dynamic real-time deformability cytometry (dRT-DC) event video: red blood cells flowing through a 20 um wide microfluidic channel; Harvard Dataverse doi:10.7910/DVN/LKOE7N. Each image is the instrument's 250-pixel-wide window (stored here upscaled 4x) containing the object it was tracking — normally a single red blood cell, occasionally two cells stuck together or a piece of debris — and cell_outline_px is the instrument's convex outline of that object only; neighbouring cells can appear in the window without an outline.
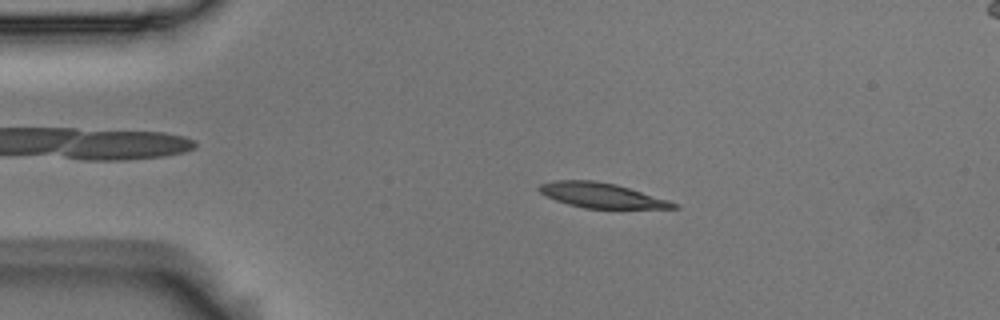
{"species": "Egyptian fruit bat (a non-hibernating species)", "species_latin": "Rousettus aegyptiacus", "temperature_condition": "room temperature", "stored_images_in_passage": 54, "camera_frame_rate_fps": 3000, "um_per_image_px": 0.085, "animal": {"sex": "male"}, "frame": {"image": 1, "passage_image": 10, "time_ms": 3.0, "image_size_px": [1000, 320], "cell_outline_px": [[680, 208], [584, 208], [568, 204], [556, 200], [540, 192], [536, 188], [540, 184], [556, 180], [596, 180], [616, 184], [668, 200], [680, 204]], "centroid_in_image_um": [51.13, 16.6], "position_along_channel_um": 33.9, "area_um2": 19.36}}
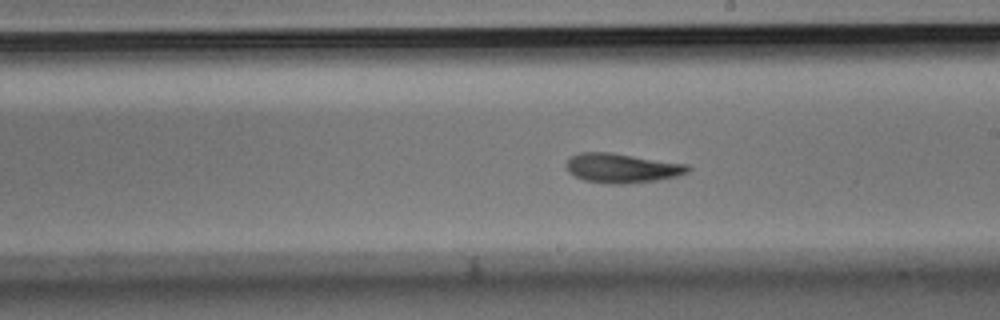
{"frame": {"image": 2, "passage_image": 30, "time_ms": 9.667, "image_size_px": [1000, 320], "cell_outline_px": [[692, 168], [688, 172], [676, 176], [656, 180], [624, 184], [612, 184], [584, 180], [568, 172], [564, 164], [572, 156], [580, 152], [612, 152], [688, 164]], "centroid_in_image_um": [52.86, 14.28], "position_along_channel_um": 236.1, "area_um2": 20.92}}
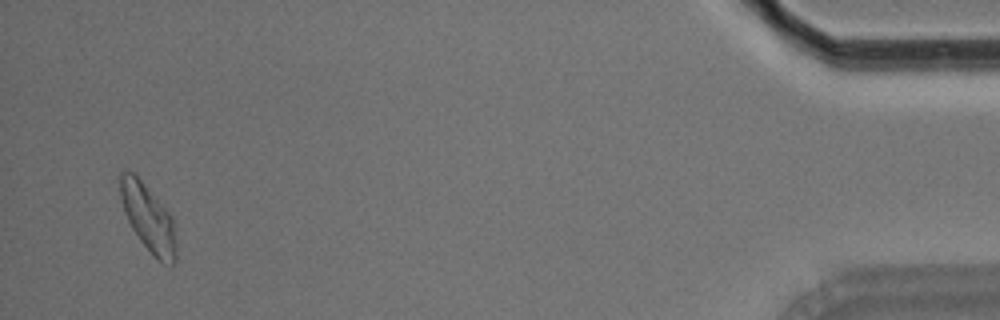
{"frame": {"image": 3, "passage_image": 52, "time_ms": 17.0, "image_size_px": [1000, 320], "cell_outline_px": [[176, 260], [172, 268], [156, 260], [140, 240], [132, 228], [124, 212], [120, 200], [120, 172], [132, 172], [140, 180], [172, 216], [176, 240]], "centroid_in_image_um": [12.62, 18.61], "position_along_channel_um": 422.6, "area_um2": 21.79}, "authors_computed_cell_mechanics": {"area_um2": 20.2878, "velocity_mm_per_s": 3.6551, "shape_relaxation_time_tau1_ms": 4.4159, "shape_relaxation_time_tau2_ms": 4.1906, "deformation_change_tau1": 0.1563, "deformation_change_tau2": 0.1232}}